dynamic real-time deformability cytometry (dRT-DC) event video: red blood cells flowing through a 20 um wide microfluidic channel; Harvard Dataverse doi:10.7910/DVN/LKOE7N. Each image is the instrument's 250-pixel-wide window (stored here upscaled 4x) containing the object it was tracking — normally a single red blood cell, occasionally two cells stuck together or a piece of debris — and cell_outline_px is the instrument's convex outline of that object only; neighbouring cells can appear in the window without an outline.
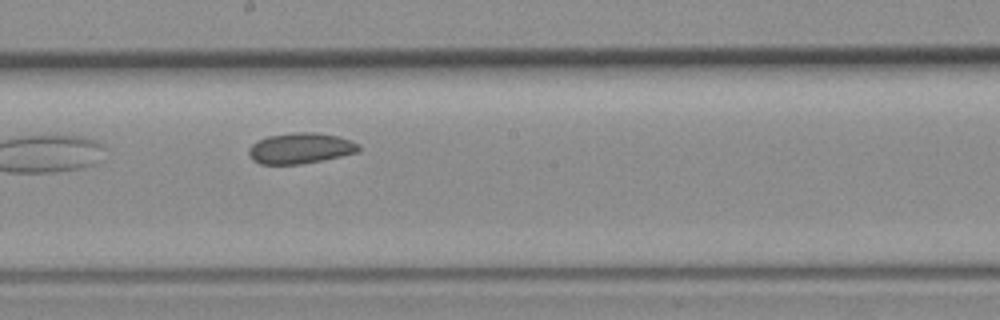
{"species": "common noctule bat (a hibernating species)", "species_latin": "Nyctalus noctula", "temperature_condition": "room temperature", "stored_images_in_passage": 21, "camera_frame_rate_fps": 3000, "um_per_image_px": 0.085, "animal": {"sex": "female", "body_mass_g": 19.3, "forearm_length_mm": 54.1}, "frame": {"image": 1, "passage_image": 10, "time_ms": 3.0, "image_size_px": [1000, 320], "cell_outline_px": [[360, 152], [324, 160], [300, 164], [260, 164], [252, 160], [248, 152], [248, 148], [252, 144], [268, 136], [296, 132], [316, 132], [340, 136], [352, 140], [360, 144]], "centroid_in_image_um": [25.59, 12.6], "position_along_channel_um": 222.6, "area_um2": 19.94}}